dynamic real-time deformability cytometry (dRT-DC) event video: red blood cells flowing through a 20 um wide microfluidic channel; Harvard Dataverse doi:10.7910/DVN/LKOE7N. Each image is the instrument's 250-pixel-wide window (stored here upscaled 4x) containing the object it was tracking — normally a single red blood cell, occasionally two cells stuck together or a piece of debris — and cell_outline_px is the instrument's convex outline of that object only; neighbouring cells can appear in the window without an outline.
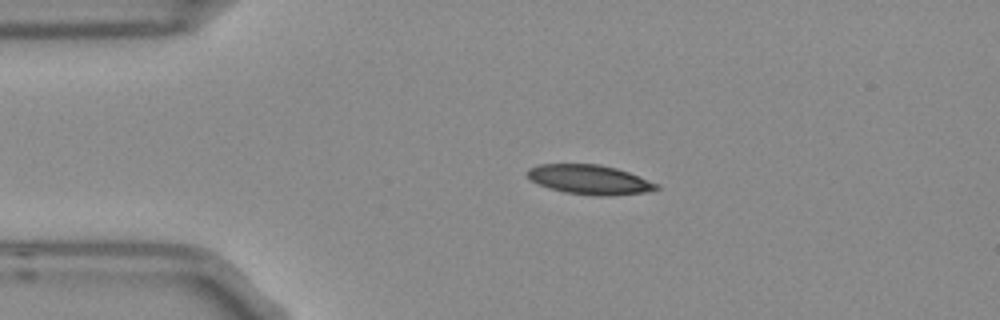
{"species": "Egyptian fruit bat (a non-hibernating species)", "species_latin": "Rousettus aegyptiacus", "temperature_condition": "room temperature", "stored_images_in_passage": 2, "camera_frame_rate_fps": 3000, "um_per_image_px": 0.085, "frame": {"image": 1, "passage_image": 1, "time_ms": 0.0, "image_size_px": [1000, 320], "cell_outline_px": [[660, 188], [644, 192], [604, 196], [600, 196], [564, 192], [540, 184], [532, 180], [524, 172], [528, 168], [540, 164], [600, 164], [616, 168], [628, 172], [660, 184]], "centroid_in_image_um": [50.12, 15.25], "position_along_channel_um": 34.9, "area_um2": 21.96}}